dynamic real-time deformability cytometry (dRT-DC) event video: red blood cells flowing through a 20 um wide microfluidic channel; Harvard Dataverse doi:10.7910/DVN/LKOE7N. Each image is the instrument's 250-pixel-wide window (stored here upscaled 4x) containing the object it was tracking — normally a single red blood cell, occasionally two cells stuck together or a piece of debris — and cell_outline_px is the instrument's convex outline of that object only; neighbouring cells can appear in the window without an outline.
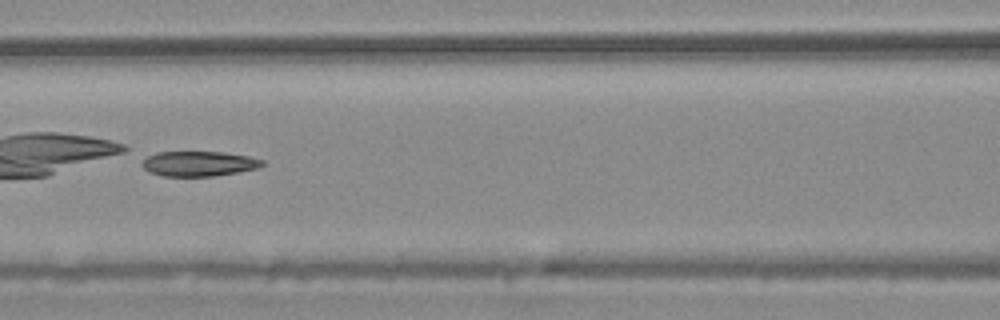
{"species": "common noctule bat (a hibernating species)", "species_latin": "Nyctalus noctula", "temperature_condition": "warm", "stored_images_in_passage": 41, "camera_frame_rate_fps": 3000, "um_per_image_px": 0.085, "animal": {"sex": "male", "body_mass_g": 20.4}, "frame": {"image": 1, "passage_image": 18, "time_ms": 5.667, "image_size_px": [1000, 320], "cell_outline_px": [[264, 164], [256, 168], [236, 172], [212, 176], [164, 176], [152, 172], [144, 168], [140, 164], [140, 160], [156, 152], [224, 152], [248, 156], [264, 160]], "centroid_in_image_um": [16.86, 13.9], "position_along_channel_um": 149.7, "area_um2": 17.4}, "authors_computed_cell_mechanics": {"area_um2": 19.1318, "velocity_mm_per_s": 3.6968, "shape_relaxation_time_tau1_ms": 2.8154, "shape_relaxation_time_tau2_ms": null, "deformation_change_tau1": 0.2017, "deformation_change_tau2": null}}